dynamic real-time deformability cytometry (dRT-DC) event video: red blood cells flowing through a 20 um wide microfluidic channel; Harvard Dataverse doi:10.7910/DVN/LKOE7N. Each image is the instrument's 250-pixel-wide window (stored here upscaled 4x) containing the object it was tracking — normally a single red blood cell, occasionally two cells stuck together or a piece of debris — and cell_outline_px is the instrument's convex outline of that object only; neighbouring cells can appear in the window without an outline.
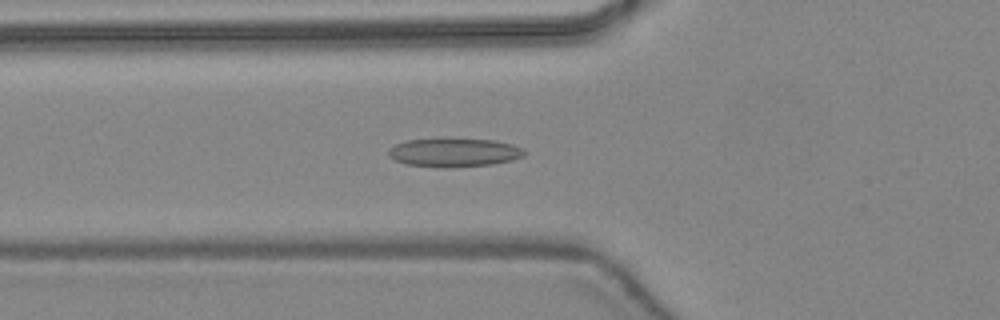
{"species": "common noctule bat (a hibernating species)", "species_latin": "Nyctalus noctula", "temperature_condition": "warm", "stored_images_in_passage": 47, "camera_frame_rate_fps": 3000, "um_per_image_px": 0.085, "animal": {"sex": "female", "body_mass_g": 24.6, "forearm_length_mm": 56.2}, "frame": {"image": 1, "passage_image": 18, "time_ms": 5.667, "image_size_px": [1000, 320], "cell_outline_px": [[524, 156], [512, 160], [492, 164], [448, 168], [444, 168], [408, 164], [396, 160], [388, 156], [388, 148], [404, 140], [436, 136], [448, 136], [496, 140], [512, 144], [524, 148]], "centroid_in_image_um": [38.57, 12.9], "position_along_channel_um": 87.2, "area_um2": 23.81}}
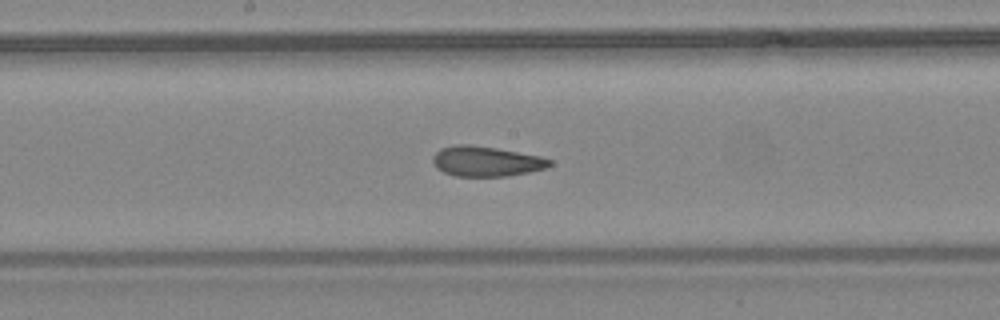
{"frame": {"image": 2, "passage_image": 26, "time_ms": 8.333, "image_size_px": [1000, 320], "cell_outline_px": [[552, 164], [544, 168], [528, 172], [508, 176], [456, 176], [444, 172], [436, 168], [432, 164], [432, 156], [440, 148], [452, 144], [468, 144], [496, 148], [540, 156], [552, 160]], "centroid_in_image_um": [41.27, 13.7], "position_along_channel_um": 206.9, "area_um2": 20.58}}
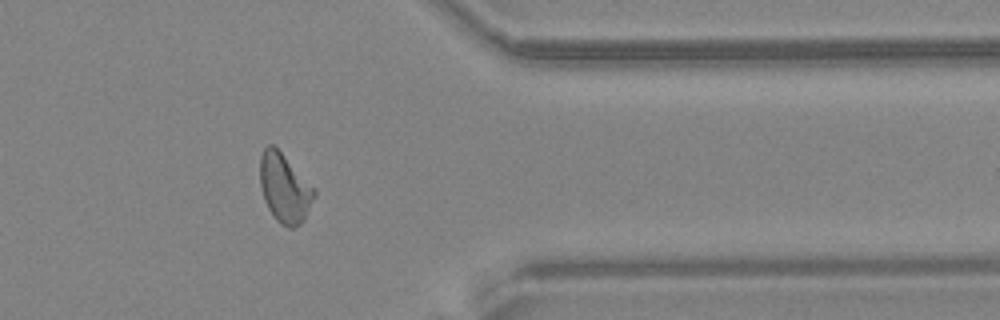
{"frame": {"image": 3, "passage_image": 39, "time_ms": 12.667, "image_size_px": [1000, 320], "cell_outline_px": [[316, 196], [304, 220], [300, 224], [292, 228], [288, 228], [280, 224], [276, 220], [268, 208], [264, 200], [260, 184], [260, 156], [264, 148], [268, 144], [276, 144], [316, 188]], "centroid_in_image_um": [24.21, 15.94], "position_along_channel_um": 387.2, "area_um2": 22.48}, "authors_computed_cell_mechanics": {"area_um2": 21.6172, "velocity_mm_per_s": 4.4528, "shape_relaxation_time_tau1_ms": null, "shape_relaxation_time_tau2_ms": 1.462, "deformation_change_tau1": null, "deformation_change_tau2": 0.0908}}